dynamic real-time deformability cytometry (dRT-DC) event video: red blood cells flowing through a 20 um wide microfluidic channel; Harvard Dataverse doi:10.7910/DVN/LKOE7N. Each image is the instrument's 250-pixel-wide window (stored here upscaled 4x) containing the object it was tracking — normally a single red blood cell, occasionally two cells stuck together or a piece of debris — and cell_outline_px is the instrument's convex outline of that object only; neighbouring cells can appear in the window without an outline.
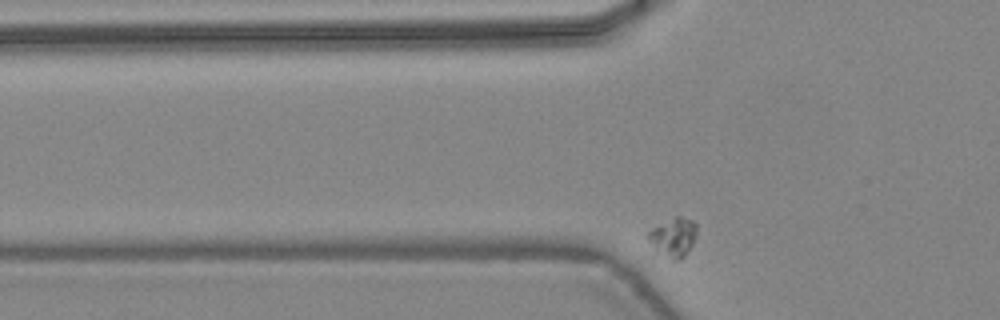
{"species": "common noctule bat (a hibernating species)", "species_latin": "Nyctalus noctula", "temperature_condition": "warm", "stored_images_in_passage": 32, "camera_frame_rate_fps": 3000, "um_per_image_px": 0.085, "animal": {"sex": "female", "body_mass_g": 24.6, "forearm_length_mm": 56.2}, "frame": {"image": 1, "passage_image": 5, "time_ms": 1.333, "image_size_px": [1000, 320], "cell_outline_px": [[696, 236], [692, 244], [684, 256], [676, 260], [672, 260], [656, 252], [644, 236], [652, 228], [676, 216], [680, 216], [692, 220], [696, 224]], "centroid_in_image_um": [57.19, 20.17], "position_along_channel_um": 68.6, "area_um2": 11.1}}
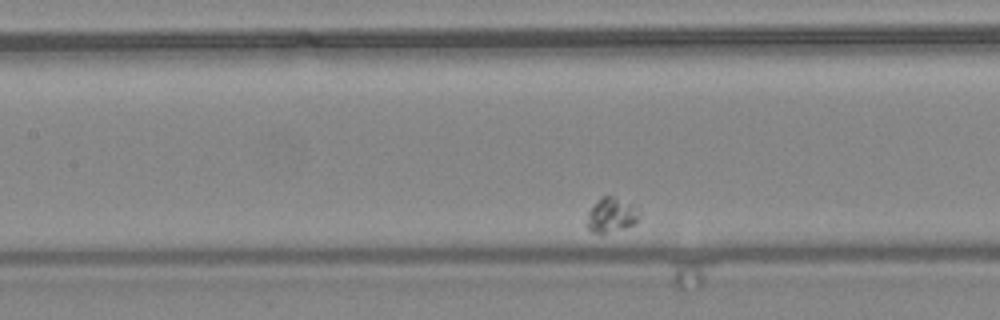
{"frame": {"image": 2, "passage_image": 13, "time_ms": 4.0, "image_size_px": [1000, 320], "cell_outline_px": [[640, 208], [636, 220], [632, 224], [624, 228], [600, 236], [592, 232], [584, 224], [588, 212], [604, 196], [612, 196], [636, 204]], "centroid_in_image_um": [51.95, 18.32], "position_along_channel_um": 155.5, "area_um2": 10.75}}
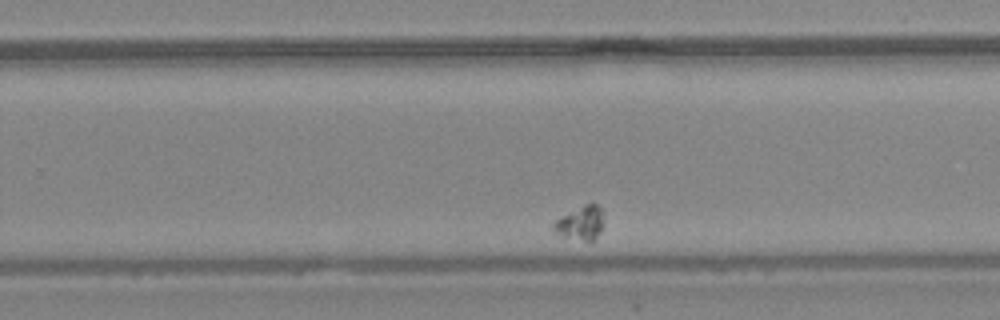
{"frame": {"image": 3, "passage_image": 24, "time_ms": 7.667, "image_size_px": [1000, 320], "cell_outline_px": [[604, 224], [600, 232], [592, 244], [564, 236], [552, 228], [552, 224], [556, 220], [584, 204], [592, 200], [604, 212]], "centroid_in_image_um": [49.44, 18.96], "position_along_channel_um": 280.4, "area_um2": 10.17}}